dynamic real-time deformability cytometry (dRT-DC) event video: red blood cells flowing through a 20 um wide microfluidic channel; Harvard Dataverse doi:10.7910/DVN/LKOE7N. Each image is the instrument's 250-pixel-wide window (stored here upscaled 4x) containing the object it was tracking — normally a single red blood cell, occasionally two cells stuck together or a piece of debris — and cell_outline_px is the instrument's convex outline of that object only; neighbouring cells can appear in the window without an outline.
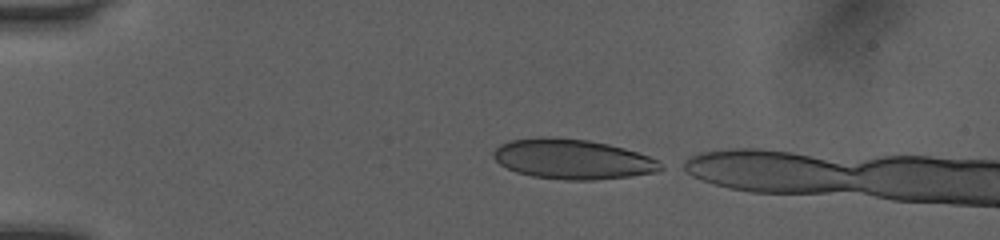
{"species": "human", "species_latin": "Homo sapiens", "temperature_condition": "room temperature", "stored_images_in_passage": 5, "camera_frame_rate_fps": 3000, "um_per_image_px": 0.085, "donor": {"sex": "female"}, "frame": {"image": 1, "passage_image": 1, "time_ms": 0.0, "image_size_px": [1000, 240], "cell_outline_px": [[664, 168], [656, 172], [632, 176], [592, 180], [564, 180], [532, 176], [516, 172], [500, 164], [492, 156], [492, 152], [500, 144], [512, 140], [540, 136], [548, 136], [588, 140], [608, 144], [624, 148], [660, 160]], "centroid_in_image_um": [48.67, 13.52], "position_along_channel_um": 36.3, "area_um2": 39.07}}